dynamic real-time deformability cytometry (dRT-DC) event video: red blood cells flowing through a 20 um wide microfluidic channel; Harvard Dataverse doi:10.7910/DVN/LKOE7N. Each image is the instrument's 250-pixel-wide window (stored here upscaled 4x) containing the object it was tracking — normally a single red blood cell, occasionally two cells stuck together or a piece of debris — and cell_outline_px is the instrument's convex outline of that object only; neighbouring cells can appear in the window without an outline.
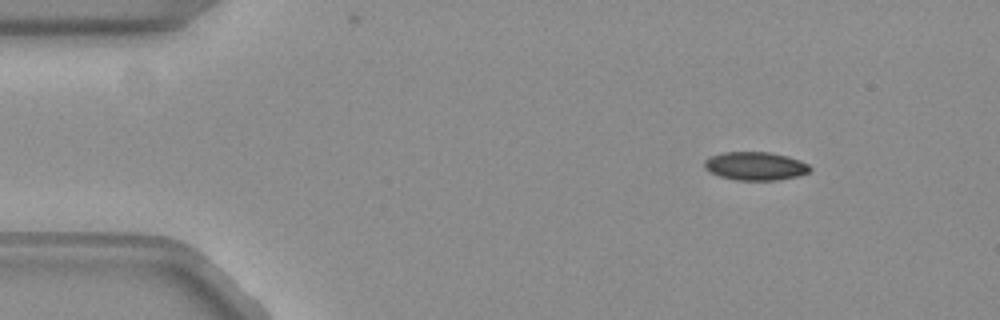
{"species": "common noctule bat (a hibernating species)", "species_latin": "Nyctalus noctula", "temperature_condition": "warm", "stored_images_in_passage": 54, "camera_frame_rate_fps": 3000, "um_per_image_px": 0.085, "animal": {"sex": "female", "body_mass_g": 19.3, "forearm_length_mm": 54.1}, "frame": {"image": 1, "passage_image": 7, "time_ms": 2.0, "image_size_px": [1000, 320], "cell_outline_px": [[812, 168], [808, 172], [796, 176], [780, 180], [736, 180], [720, 176], [704, 168], [704, 160], [712, 156], [724, 152], [768, 152], [788, 156], [800, 160], [808, 164]], "centroid_in_image_um": [64.22, 14.11], "position_along_channel_um": 20.8, "area_um2": 17.34}}
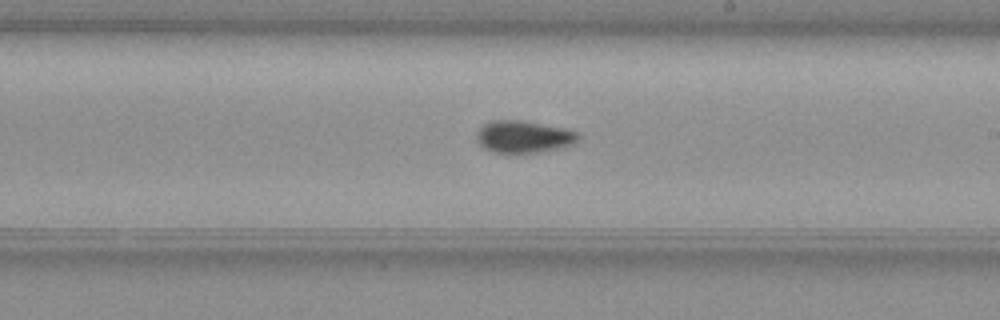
{"frame": {"image": 2, "passage_image": 31, "time_ms": 10.0, "image_size_px": [1000, 320], "cell_outline_px": [[580, 136], [572, 144], [564, 148], [540, 152], [492, 152], [484, 148], [476, 140], [476, 132], [484, 124], [492, 120], [520, 120], [568, 128], [576, 132]], "centroid_in_image_um": [44.52, 11.61], "position_along_channel_um": 244.5, "area_um2": 19.13}}
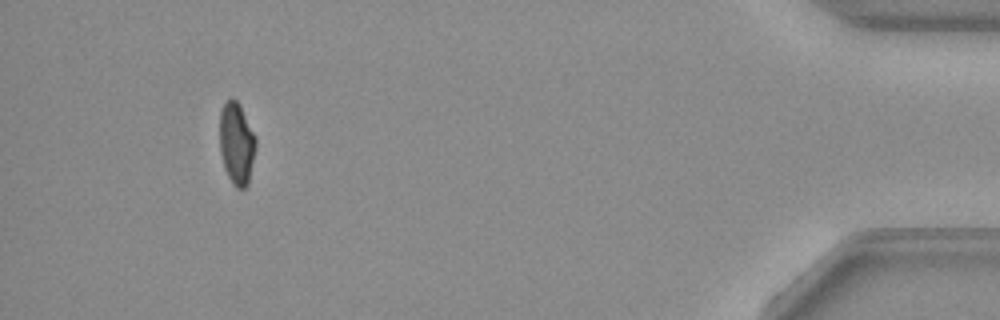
{"frame": {"image": 3, "passage_image": 50, "time_ms": 16.333, "image_size_px": [1000, 320], "cell_outline_px": [[256, 144], [248, 184], [244, 188], [236, 188], [232, 184], [224, 168], [220, 152], [220, 108], [228, 96], [232, 96], [236, 100], [256, 136]], "centroid_in_image_um": [20.09, 12.17], "position_along_channel_um": 415.1, "area_um2": 17.34}, "authors_computed_cell_mechanics": {"area_um2": 17.7157, "velocity_mm_per_s": 3.8436, "shape_relaxation_time_tau1_ms": null, "shape_relaxation_time_tau2_ms": 4.5153, "deformation_change_tau1": null, "deformation_change_tau2": 0.0671}}